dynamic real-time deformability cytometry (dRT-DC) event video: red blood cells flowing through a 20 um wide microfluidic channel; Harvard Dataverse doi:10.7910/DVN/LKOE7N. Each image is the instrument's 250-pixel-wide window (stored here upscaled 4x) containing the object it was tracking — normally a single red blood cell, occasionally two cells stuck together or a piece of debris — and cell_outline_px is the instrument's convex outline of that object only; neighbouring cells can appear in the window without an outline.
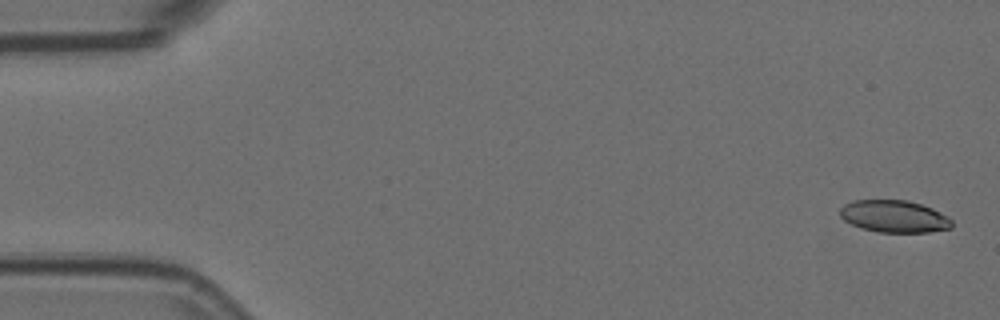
{"species": "Egyptian fruit bat (a non-hibernating species)", "species_latin": "Rousettus aegyptiacus", "temperature_condition": "room temperature", "stored_images_in_passage": 5, "camera_frame_rate_fps": 3000, "um_per_image_px": 0.085, "animal": {"sex": "female"}, "frame": {"image": 1, "passage_image": 1, "time_ms": 0.0, "image_size_px": [1000, 320], "cell_outline_px": [[952, 228], [928, 232], [880, 232], [860, 228], [844, 220], [840, 216], [840, 208], [844, 204], [852, 200], [908, 200], [932, 208], [948, 216], [952, 220]], "centroid_in_image_um": [76.0, 18.39], "position_along_channel_um": 9.0, "area_um2": 21.04}}
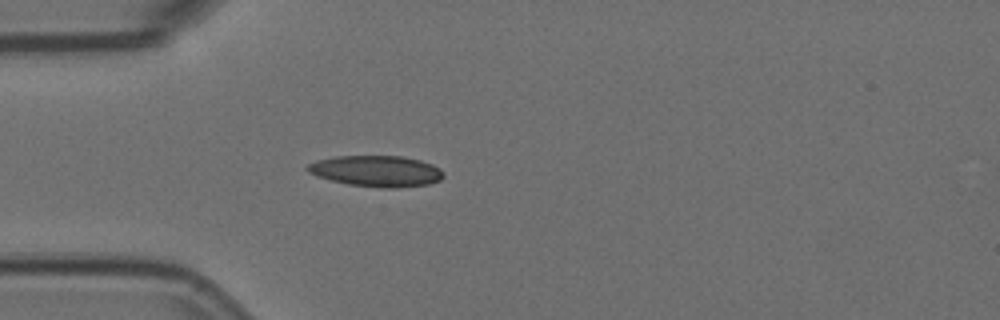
{"frame": {"image": 2, "passage_image": 5, "time_ms": 1.333, "image_size_px": [1000, 320], "cell_outline_px": [[444, 176], [440, 180], [428, 184], [396, 188], [380, 188], [348, 184], [316, 176], [308, 172], [304, 168], [308, 164], [316, 160], [336, 156], [404, 156], [420, 160], [432, 164], [440, 168], [444, 172]], "centroid_in_image_um": [32.0, 14.54], "position_along_channel_um": 53.0, "area_um2": 24.8}}